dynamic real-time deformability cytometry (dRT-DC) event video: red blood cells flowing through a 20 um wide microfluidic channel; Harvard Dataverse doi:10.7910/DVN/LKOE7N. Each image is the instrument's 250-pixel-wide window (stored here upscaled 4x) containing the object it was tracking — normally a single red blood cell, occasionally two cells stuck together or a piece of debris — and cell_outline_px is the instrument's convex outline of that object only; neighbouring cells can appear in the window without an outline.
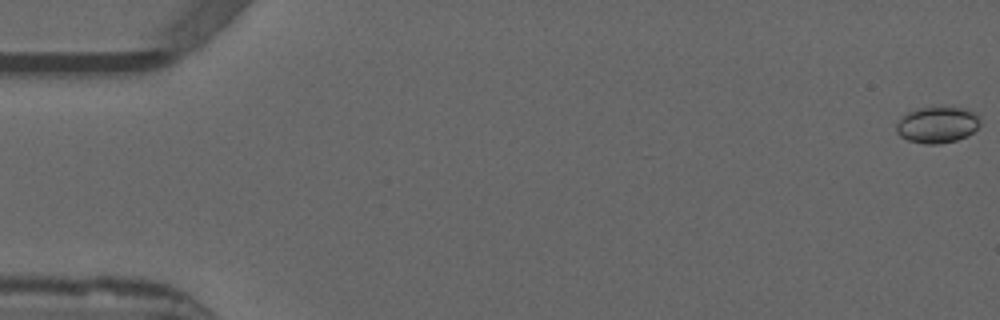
{"species": "common noctule bat (a hibernating species)", "species_latin": "Nyctalus noctula", "temperature_condition": "warm", "stored_images_in_passage": 54, "camera_frame_rate_fps": 3000, "um_per_image_px": 0.085, "animal": {"sex": "male", "forearm_length_mm": 52.5}, "frame": {"image": 1, "passage_image": 1, "time_ms": 0.0, "image_size_px": [1000, 320], "cell_outline_px": [[980, 124], [968, 136], [956, 140], [936, 144], [924, 144], [908, 140], [900, 136], [896, 132], [896, 124], [908, 112], [916, 108], [940, 104], [968, 108], [976, 112], [980, 116]], "centroid_in_image_um": [79.71, 10.55], "position_along_channel_um": 5.3, "area_um2": 18.44}}
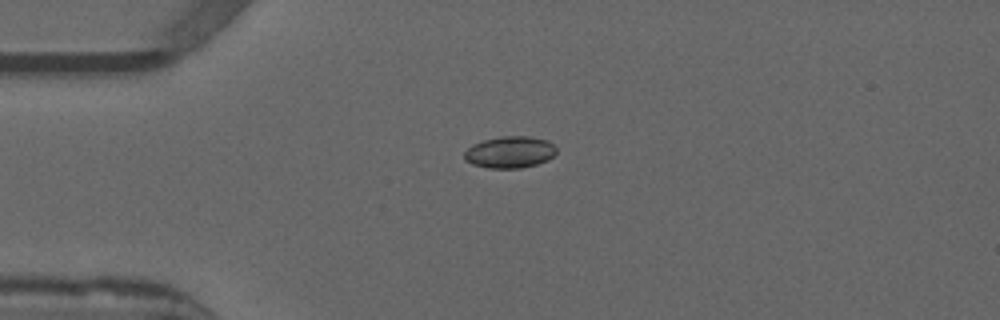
{"frame": {"image": 2, "passage_image": 14, "time_ms": 4.333, "image_size_px": [1000, 320], "cell_outline_px": [[556, 152], [548, 160], [536, 164], [520, 168], [488, 168], [472, 164], [464, 160], [464, 152], [472, 144], [484, 140], [500, 136], [528, 136], [548, 140], [556, 148]], "centroid_in_image_um": [43.32, 12.93], "position_along_channel_um": 41.7, "area_um2": 17.05}}
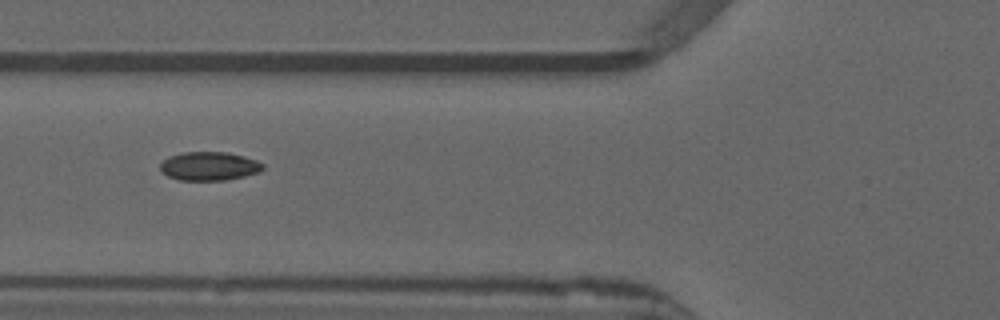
{"frame": {"image": 3, "passage_image": 21, "time_ms": 6.667, "image_size_px": [1000, 320], "cell_outline_px": [[264, 168], [260, 172], [244, 176], [224, 180], [180, 180], [168, 176], [160, 168], [160, 164], [168, 156], [184, 152], [228, 152], [244, 156], [256, 160], [264, 164]], "centroid_in_image_um": [17.8, 14.11], "position_along_channel_um": 108.0, "area_um2": 17.11}, "authors_computed_cell_mechanics": {"area_um2": 16.762, "velocity_mm_per_s": 3.8748, "shape_relaxation_time_tau1_ms": null, "shape_relaxation_time_tau2_ms": 1.4879, "deformation_change_tau1": null, "deformation_change_tau2": 0.0327}}